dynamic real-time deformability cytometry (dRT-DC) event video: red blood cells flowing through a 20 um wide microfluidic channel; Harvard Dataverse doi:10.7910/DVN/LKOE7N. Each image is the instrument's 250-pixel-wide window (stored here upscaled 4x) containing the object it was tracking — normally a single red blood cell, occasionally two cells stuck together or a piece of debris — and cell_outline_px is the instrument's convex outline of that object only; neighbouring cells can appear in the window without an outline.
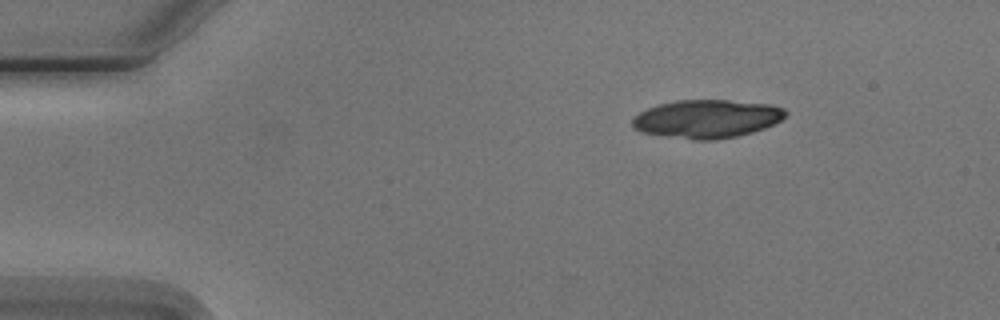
{"species": "Egyptian fruit bat (a non-hibernating species)", "species_latin": "Rousettus aegyptiacus", "temperature_condition": "cold", "stored_images_in_passage": 3, "camera_frame_rate_fps": 3000, "um_per_image_px": 0.085, "animal": {"sex": "male"}, "frame": {"image": 1, "passage_image": 1, "time_ms": 0.0, "image_size_px": [1000, 320], "cell_outline_px": [[788, 112], [780, 120], [764, 128], [752, 132], [736, 136], [716, 140], [692, 140], [640, 132], [632, 124], [632, 120], [640, 112], [648, 108], [660, 104], [676, 100], [728, 100], [768, 104], [784, 108]], "centroid_in_image_um": [60.08, 10.1], "position_along_channel_um": 24.9, "area_um2": 33.99}}